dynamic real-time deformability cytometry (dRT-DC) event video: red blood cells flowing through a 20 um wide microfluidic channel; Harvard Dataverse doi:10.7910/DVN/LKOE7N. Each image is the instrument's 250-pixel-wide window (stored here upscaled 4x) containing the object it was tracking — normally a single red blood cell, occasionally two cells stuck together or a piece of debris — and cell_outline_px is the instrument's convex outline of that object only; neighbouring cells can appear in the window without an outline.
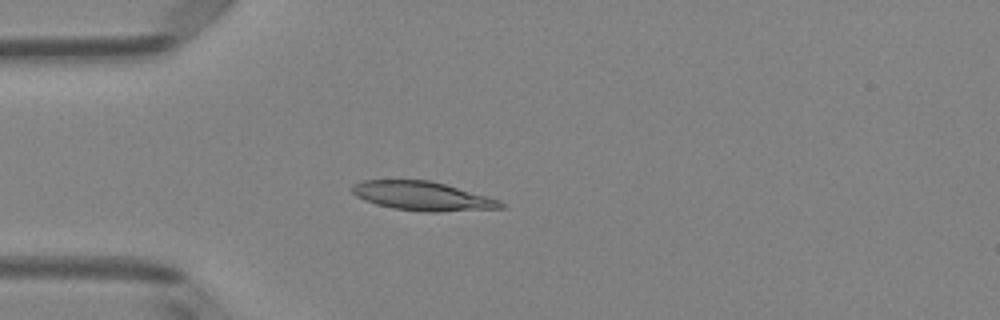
{"species": "Egyptian fruit bat (a non-hibernating species)", "species_latin": "Rousettus aegyptiacus", "temperature_condition": "room temperature", "stored_images_in_passage": 49, "camera_frame_rate_fps": 3000, "um_per_image_px": 0.085, "animal": {"sex": "female"}, "frame": {"image": 1, "passage_image": 13, "time_ms": 4.0, "image_size_px": [1000, 320], "cell_outline_px": [[508, 204], [504, 208], [436, 212], [424, 212], [392, 208], [376, 204], [364, 200], [356, 196], [352, 192], [352, 184], [360, 180], [428, 180], [444, 184], [500, 200]], "centroid_in_image_um": [35.9, 16.67], "position_along_channel_um": 49.1, "area_um2": 25.09}}
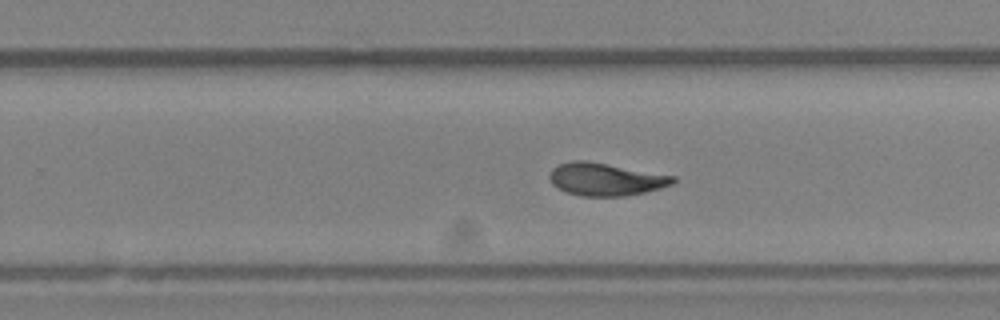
{"frame": {"image": 2, "passage_image": 31, "time_ms": 10.0, "image_size_px": [1000, 320], "cell_outline_px": [[676, 180], [672, 184], [660, 188], [644, 192], [624, 196], [580, 196], [568, 192], [552, 184], [548, 176], [552, 168], [556, 164], [572, 160], [584, 160], [676, 176]], "centroid_in_image_um": [51.45, 15.23], "position_along_channel_um": 278.3, "area_um2": 23.41}}
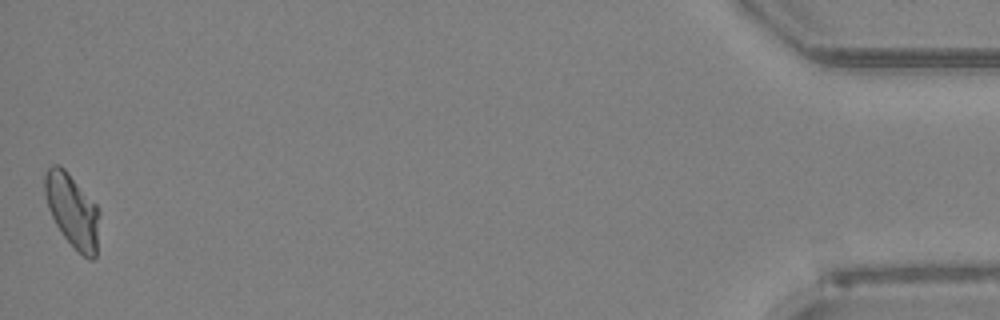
{"frame": {"image": 3, "passage_image": 49, "time_ms": 16.0, "image_size_px": [1000, 320], "cell_outline_px": [[100, 212], [96, 256], [92, 260], [88, 260], [64, 236], [56, 224], [48, 208], [44, 196], [44, 172], [52, 164], [60, 164], [68, 172], [96, 204]], "centroid_in_image_um": [6.14, 17.86], "position_along_channel_um": 429.1, "area_um2": 23.41}, "authors_computed_cell_mechanics": {"area_um2": 23.698, "velocity_mm_per_s": 4.0526, "shape_relaxation_time_tau1_ms": 5.2405, "shape_relaxation_time_tau2_ms": 1.1352, "deformation_change_tau1": 0.1684, "deformation_change_tau2": 0.0471}}